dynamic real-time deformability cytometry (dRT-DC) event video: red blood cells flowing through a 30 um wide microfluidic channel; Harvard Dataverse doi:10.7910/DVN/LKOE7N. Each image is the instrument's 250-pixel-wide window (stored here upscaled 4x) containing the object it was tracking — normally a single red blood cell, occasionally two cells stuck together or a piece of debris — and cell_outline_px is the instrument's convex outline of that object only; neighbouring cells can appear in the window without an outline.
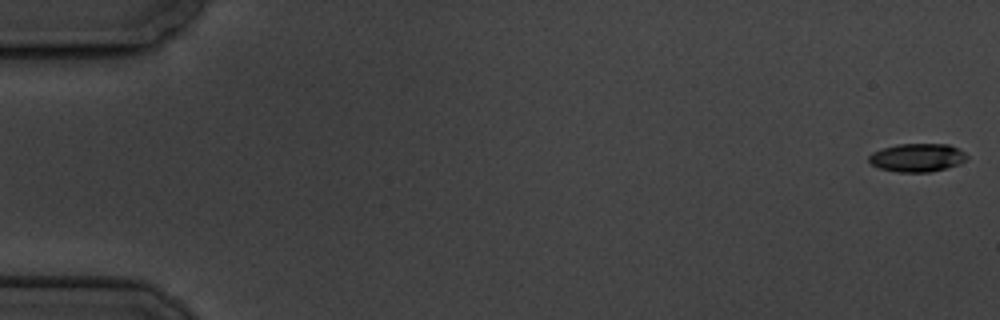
{"species": "common noctule bat (a hibernating species)", "species_latin": "Nyctalus noctula", "temperature_condition": "cold", "stored_images_in_passage": 6, "camera_frame_rate_fps": 3000, "um_per_image_px": 0.085, "animal": {"sex": "male", "body_mass_g": 19.5, "forearm_length_mm": 54.6}, "frame": {"image": 1, "passage_image": 1, "time_ms": 0.0, "image_size_px": [1000, 320], "cell_outline_px": [[968, 160], [944, 168], [928, 172], [896, 172], [880, 168], [872, 164], [868, 160], [868, 156], [872, 152], [880, 148], [896, 144], [948, 144], [964, 152], [968, 156]], "centroid_in_image_um": [77.92, 13.39], "position_along_channel_um": 7.1, "area_um2": 16.13}}
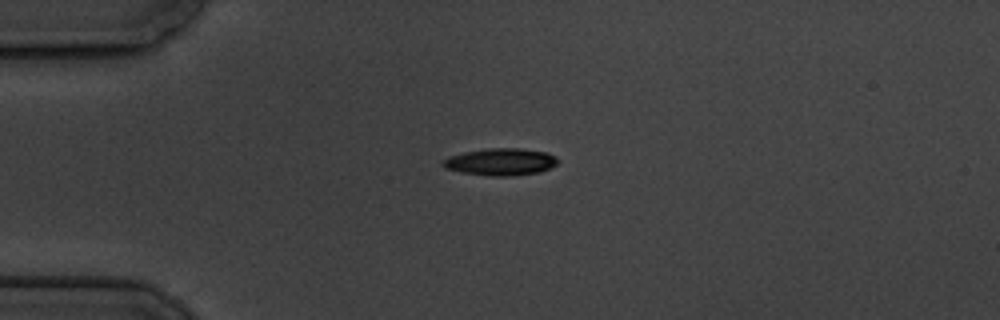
{"frame": {"image": 2, "passage_image": 5, "time_ms": 4.667, "image_size_px": [1000, 320], "cell_outline_px": [[556, 164], [540, 172], [512, 176], [492, 176], [460, 172], [444, 168], [440, 164], [448, 156], [464, 152], [488, 148], [520, 148], [548, 152], [556, 156]], "centroid_in_image_um": [42.53, 13.75], "position_along_channel_um": 42.5, "area_um2": 18.21}}